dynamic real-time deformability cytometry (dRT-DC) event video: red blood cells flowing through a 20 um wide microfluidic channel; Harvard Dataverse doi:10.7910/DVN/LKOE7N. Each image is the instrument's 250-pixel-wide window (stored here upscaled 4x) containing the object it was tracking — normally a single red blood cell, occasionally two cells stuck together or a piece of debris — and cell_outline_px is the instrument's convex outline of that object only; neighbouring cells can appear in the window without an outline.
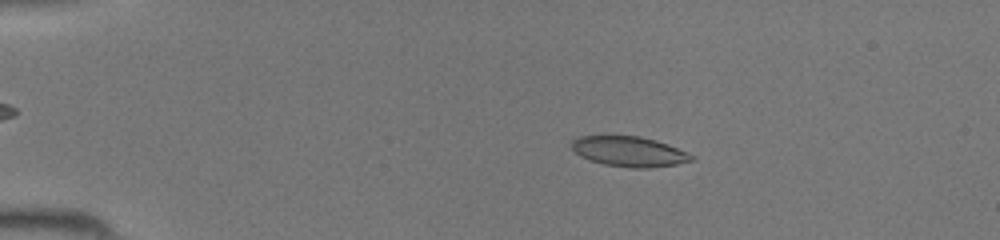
{"species": "common noctule bat (a hibernating species)", "species_latin": "Nyctalus noctula", "temperature_condition": "room temperature", "stored_images_in_passage": 46, "camera_frame_rate_fps": 3000, "um_per_image_px": 0.085, "animal": {"sex": "female", "body_mass_g": 19.5, "forearm_length_mm": 54.1}, "frame": {"image": 1, "passage_image": 9, "time_ms": 2.667, "image_size_px": [1000, 240], "cell_outline_px": [[696, 160], [676, 164], [648, 168], [632, 168], [604, 164], [580, 156], [572, 148], [572, 140], [580, 136], [640, 136], [656, 140], [668, 144], [696, 156]], "centroid_in_image_um": [53.53, 12.88], "position_along_channel_um": 31.5, "area_um2": 20.98}}
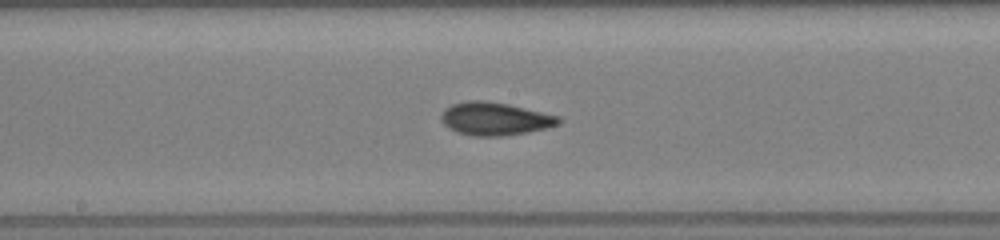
{"frame": {"image": 2, "passage_image": 25, "time_ms": 8.0, "image_size_px": [1000, 240], "cell_outline_px": [[560, 124], [548, 128], [528, 132], [504, 136], [472, 136], [456, 132], [448, 128], [440, 120], [440, 116], [444, 108], [452, 104], [464, 100], [484, 100], [508, 104], [560, 116]], "centroid_in_image_um": [42.04, 10.09], "position_along_channel_um": 206.2, "area_um2": 22.89}}
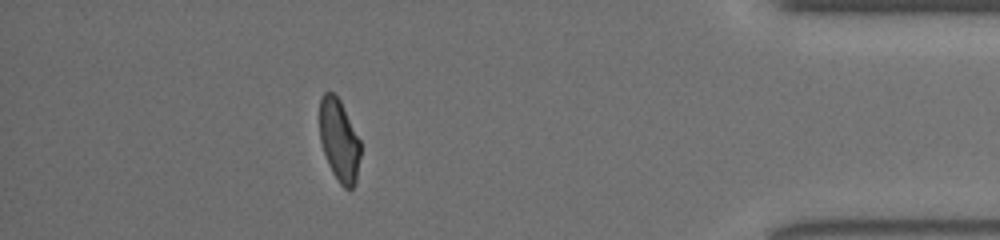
{"frame": {"image": 3, "passage_image": 41, "time_ms": 13.333, "image_size_px": [1000, 240], "cell_outline_px": [[360, 156], [356, 180], [352, 188], [344, 188], [340, 184], [332, 172], [328, 164], [320, 140], [320, 100], [324, 92], [332, 92], [340, 100], [360, 140]], "centroid_in_image_um": [28.83, 11.93], "position_along_channel_um": 406.4, "area_um2": 19.36}}